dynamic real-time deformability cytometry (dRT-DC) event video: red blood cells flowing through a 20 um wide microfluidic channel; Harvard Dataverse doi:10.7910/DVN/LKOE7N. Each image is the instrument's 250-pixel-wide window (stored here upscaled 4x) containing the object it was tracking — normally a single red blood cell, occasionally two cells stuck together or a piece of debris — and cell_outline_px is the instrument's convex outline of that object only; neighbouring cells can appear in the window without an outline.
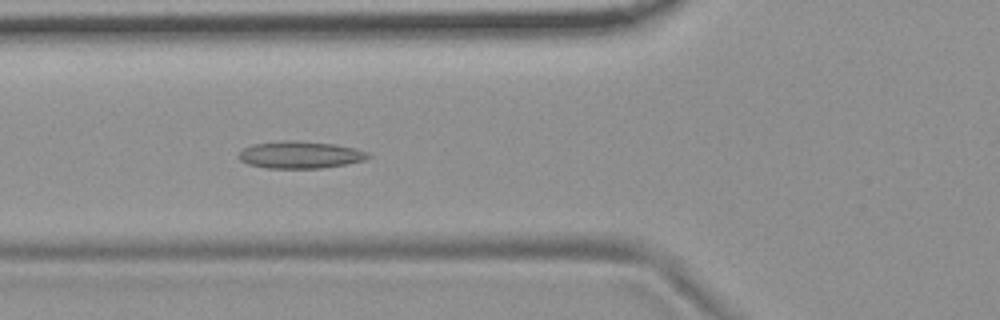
{"species": "common noctule bat (a hibernating species)", "species_latin": "Nyctalus noctula", "temperature_condition": "room temperature", "stored_images_in_passage": 50, "camera_frame_rate_fps": 3000, "um_per_image_px": 0.085, "animal": {"sex": "female", "body_mass_g": 19.9}, "frame": {"image": 1, "passage_image": 16, "time_ms": 5.0, "image_size_px": [1000, 320], "cell_outline_px": [[372, 156], [364, 160], [344, 164], [320, 168], [264, 168], [248, 164], [240, 160], [236, 156], [244, 148], [252, 144], [284, 140], [296, 140], [332, 144], [356, 148], [368, 152]], "centroid_in_image_um": [25.48, 13.15], "position_along_channel_um": 100.3, "area_um2": 20.52}}
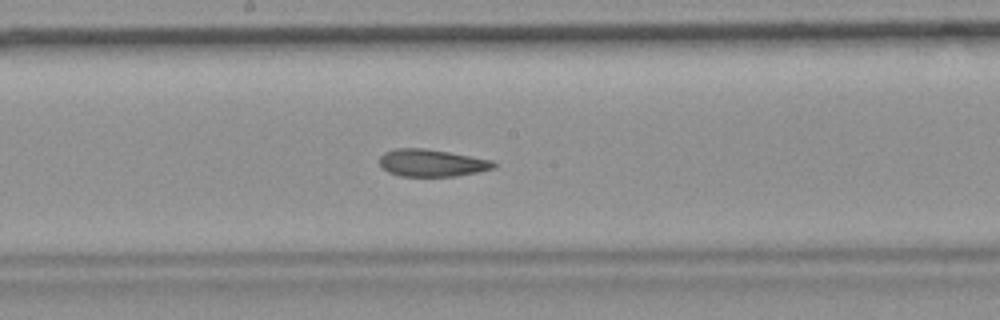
{"frame": {"image": 2, "passage_image": 25, "time_ms": 8.0, "image_size_px": [1000, 320], "cell_outline_px": [[496, 168], [456, 176], [400, 176], [388, 172], [380, 164], [380, 156], [384, 152], [396, 148], [424, 148], [448, 152], [492, 160], [496, 164]], "centroid_in_image_um": [36.69, 13.85], "position_along_channel_um": 211.5, "area_um2": 18.03}}
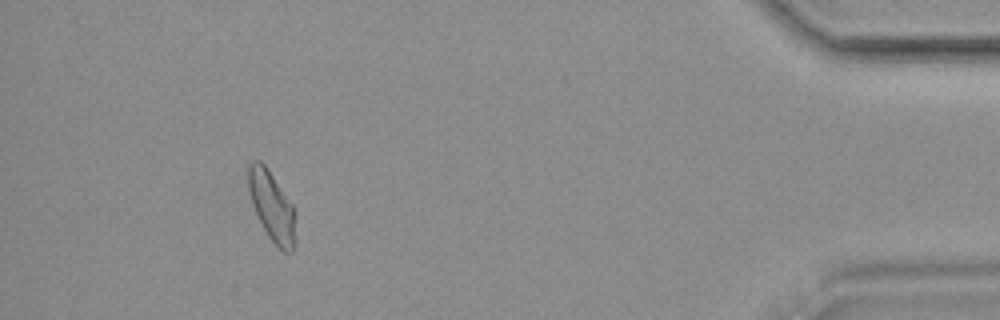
{"frame": {"image": 3, "passage_image": 46, "time_ms": 15.0, "image_size_px": [1000, 320], "cell_outline_px": [[296, 244], [292, 252], [284, 252], [268, 236], [252, 204], [248, 188], [248, 164], [252, 160], [260, 160], [268, 168], [292, 204], [296, 212]], "centroid_in_image_um": [23.14, 17.53], "position_along_channel_um": 412.1, "area_um2": 19.36}, "authors_computed_cell_mechanics": {"area_um2": 19.3919, "velocity_mm_per_s": 3.7098, "shape_relaxation_time_tau1_ms": null, "shape_relaxation_time_tau2_ms": 2.5186, "deformation_change_tau1": null, "deformation_change_tau2": 0.0948}}